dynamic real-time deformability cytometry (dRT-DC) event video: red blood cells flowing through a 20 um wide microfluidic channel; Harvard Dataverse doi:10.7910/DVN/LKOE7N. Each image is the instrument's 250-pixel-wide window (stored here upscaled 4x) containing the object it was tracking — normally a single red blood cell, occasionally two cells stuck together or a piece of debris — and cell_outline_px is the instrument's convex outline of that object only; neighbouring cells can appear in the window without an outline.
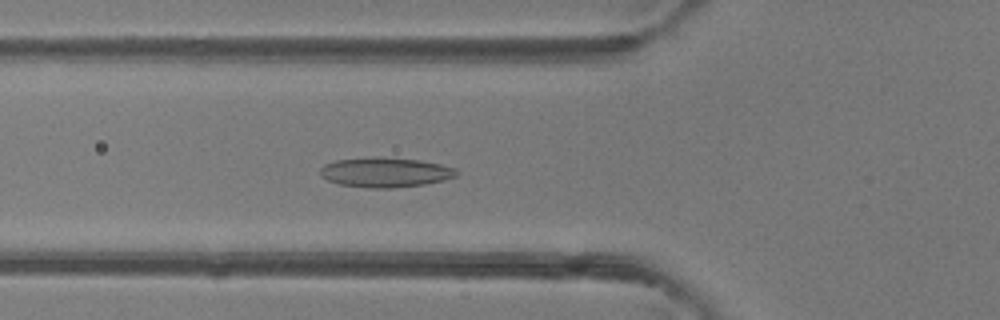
{"species": "common noctule bat (a hibernating species)", "species_latin": "Nyctalus noctula", "temperature_condition": "room temperature", "stored_images_in_passage": 38, "camera_frame_rate_fps": 3000, "um_per_image_px": 0.085, "animal": {"sex": "female"}, "frame": {"image": 1, "passage_image": 6, "time_ms": 1.667, "image_size_px": [1000, 320], "cell_outline_px": [[460, 172], [456, 176], [444, 180], [424, 184], [392, 188], [368, 188], [340, 184], [328, 180], [320, 176], [320, 168], [324, 164], [336, 160], [372, 156], [380, 156], [420, 160], [440, 164], [456, 168]], "centroid_in_image_um": [32.75, 14.63], "position_along_channel_um": 93.1, "area_um2": 23.93}}
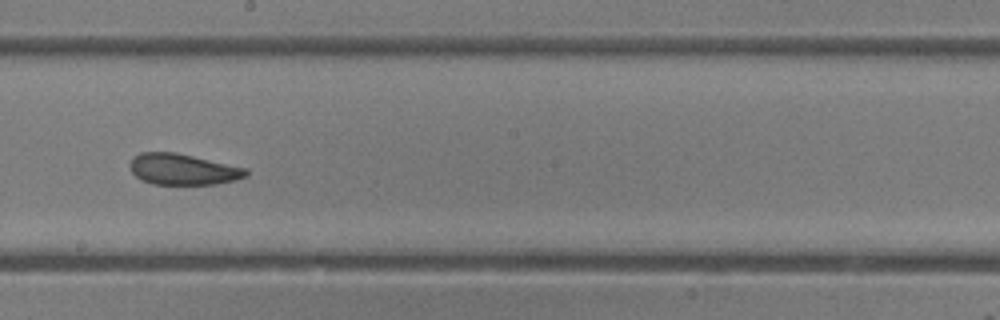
{"frame": {"image": 2, "passage_image": 16, "time_ms": 5.0, "image_size_px": [1000, 320], "cell_outline_px": [[248, 176], [236, 180], [216, 184], [152, 184], [140, 180], [132, 172], [128, 164], [132, 156], [140, 152], [176, 152], [248, 168]], "centroid_in_image_um": [15.53, 14.38], "position_along_channel_um": 232.7, "area_um2": 21.33}}
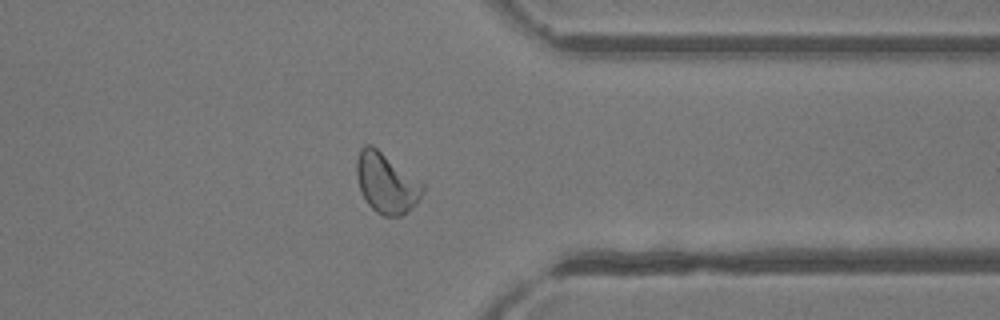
{"frame": {"image": 3, "passage_image": 27, "time_ms": 8.667, "image_size_px": [1000, 320], "cell_outline_px": [[424, 192], [416, 204], [400, 216], [384, 216], [376, 212], [368, 204], [360, 188], [356, 176], [356, 160], [360, 148], [364, 144], [372, 144], [424, 184]], "centroid_in_image_um": [32.83, 15.54], "position_along_channel_um": 378.6, "area_um2": 23.06}, "authors_computed_cell_mechanics": {"area_um2": 22.1952, "velocity_mm_per_s": 4.1804, "shape_relaxation_time_tau1_ms": null, "shape_relaxation_time_tau2_ms": 1.6005, "deformation_change_tau1": null, "deformation_change_tau2": 0.0802}}